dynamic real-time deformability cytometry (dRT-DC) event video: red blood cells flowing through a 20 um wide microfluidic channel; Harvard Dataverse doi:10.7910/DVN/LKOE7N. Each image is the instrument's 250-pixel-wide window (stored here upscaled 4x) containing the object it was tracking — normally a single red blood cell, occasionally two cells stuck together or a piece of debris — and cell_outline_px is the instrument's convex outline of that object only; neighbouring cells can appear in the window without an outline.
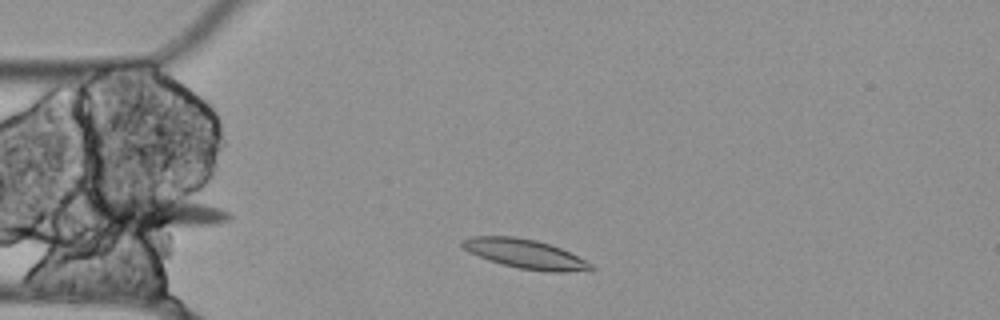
{"species": "Egyptian fruit bat (a non-hibernating species)", "species_latin": "Rousettus aegyptiacus", "temperature_condition": "cold", "stored_images_in_passage": 43, "camera_frame_rate_fps": 3000, "um_per_image_px": 0.085, "animal": {"sex": "female"}, "frame": {"image": 1, "passage_image": 4, "time_ms": 1.0, "image_size_px": [1000, 320], "cell_outline_px": [[596, 268], [564, 272], [548, 272], [520, 268], [500, 264], [488, 260], [468, 252], [460, 244], [460, 240], [472, 236], [516, 236], [536, 240], [560, 248], [592, 264]], "centroid_in_image_um": [44.56, 21.57], "position_along_channel_um": 40.4, "area_um2": 21.73}}
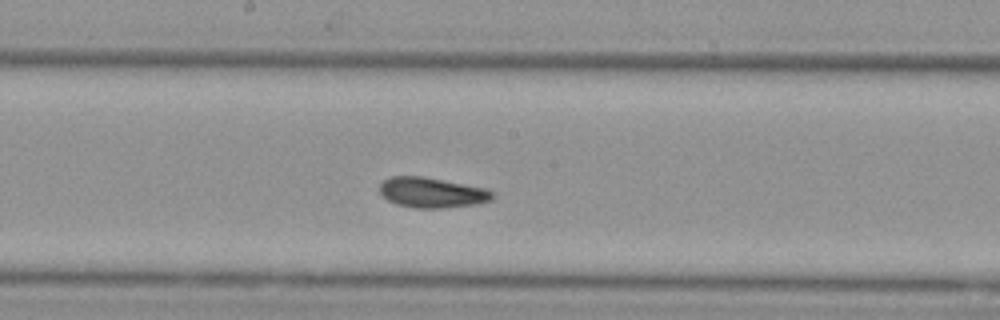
{"frame": {"image": 2, "passage_image": 20, "time_ms": 6.333, "image_size_px": [1000, 320], "cell_outline_px": [[496, 196], [492, 200], [476, 204], [440, 208], [416, 208], [396, 204], [388, 200], [380, 192], [380, 184], [384, 180], [392, 176], [420, 176], [488, 188]], "centroid_in_image_um": [36.74, 16.37], "position_along_channel_um": 211.5, "area_um2": 19.83}}
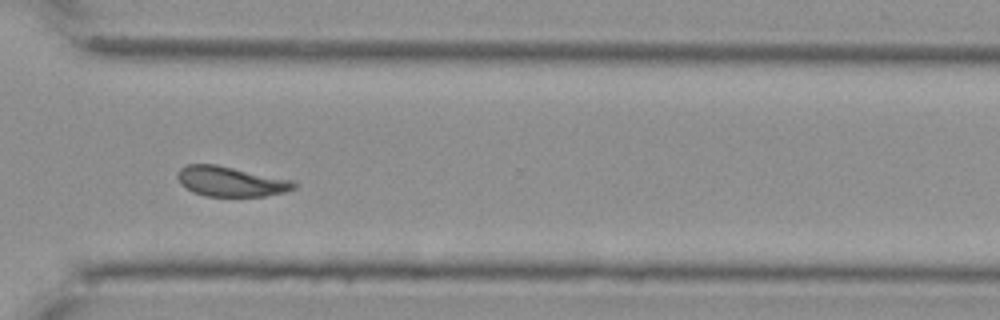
{"frame": {"image": 3, "passage_image": 32, "time_ms": 10.333, "image_size_px": [1000, 320], "cell_outline_px": [[296, 188], [284, 192], [264, 196], [204, 196], [192, 192], [180, 184], [176, 176], [176, 172], [180, 168], [188, 164], [216, 164], [292, 180], [296, 184]], "centroid_in_image_um": [19.56, 15.42], "position_along_channel_um": 351.0, "area_um2": 20.4}, "authors_computed_cell_mechanics": {"area_um2": 20.0566, "velocity_mm_per_s": 3.478, "shape_relaxation_time_tau1_ms": 0.0335, "shape_relaxation_time_tau2_ms": 2.4496, "deformation_change_tau1": 0.0194, "deformation_change_tau2": 0.0895}}